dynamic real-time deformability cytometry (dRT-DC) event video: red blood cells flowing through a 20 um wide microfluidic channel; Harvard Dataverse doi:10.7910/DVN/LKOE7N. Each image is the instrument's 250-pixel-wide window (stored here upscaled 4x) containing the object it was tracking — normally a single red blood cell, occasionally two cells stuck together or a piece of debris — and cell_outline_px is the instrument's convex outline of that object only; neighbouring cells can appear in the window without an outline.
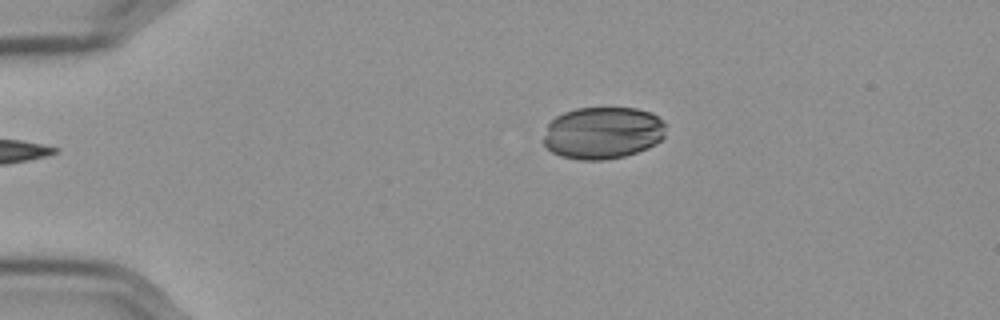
{"species": "Egyptian fruit bat (a non-hibernating species)", "species_latin": "Rousettus aegyptiacus", "temperature_condition": "cold", "stored_images_in_passage": 38, "camera_frame_rate_fps": 3000, "um_per_image_px": 0.085, "frame": {"image": 1, "passage_image": 1, "time_ms": 0.0, "image_size_px": [1000, 320], "cell_outline_px": [[664, 136], [656, 144], [648, 148], [624, 156], [604, 160], [580, 160], [560, 156], [552, 152], [544, 144], [544, 136], [548, 124], [556, 116], [564, 112], [576, 108], [636, 108], [652, 112], [664, 124]], "centroid_in_image_um": [51.22, 11.3], "position_along_channel_um": 33.8, "area_um2": 37.17}}
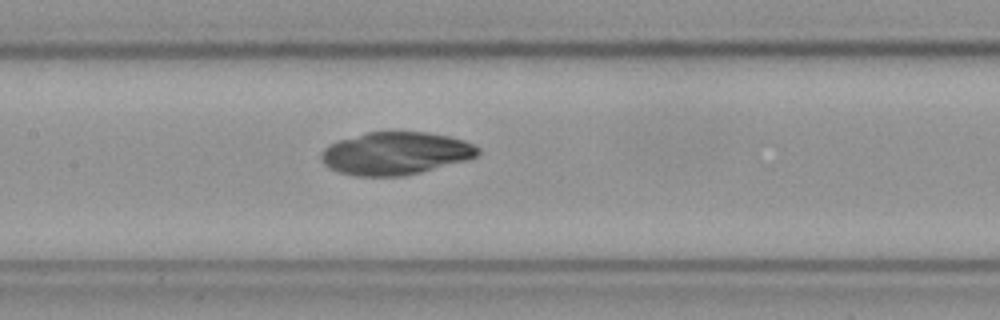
{"frame": {"image": 2, "passage_image": 17, "time_ms": 5.333, "image_size_px": [1000, 320], "cell_outline_px": [[480, 152], [476, 156], [464, 160], [420, 172], [404, 176], [356, 176], [340, 172], [324, 164], [320, 156], [324, 148], [340, 140], [368, 132], [428, 132], [448, 136], [464, 140], [480, 148]], "centroid_in_image_um": [33.63, 13.03], "position_along_channel_um": 173.8, "area_um2": 38.49}}